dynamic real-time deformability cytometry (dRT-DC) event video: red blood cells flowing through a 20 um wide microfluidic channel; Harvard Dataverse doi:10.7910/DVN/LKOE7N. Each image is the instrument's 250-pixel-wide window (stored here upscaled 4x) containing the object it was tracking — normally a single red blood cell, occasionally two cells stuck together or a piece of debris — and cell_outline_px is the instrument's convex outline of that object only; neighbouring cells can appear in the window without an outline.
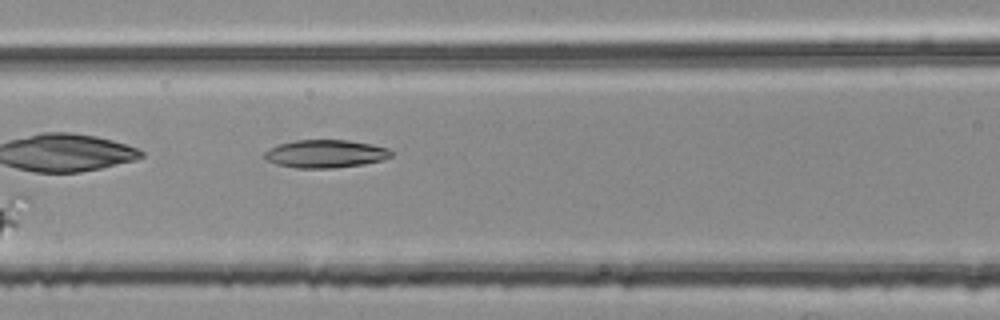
{"species": "common noctule bat (a hibernating species)", "species_latin": "Nyctalus noctula", "temperature_condition": "room temperature", "stored_images_in_passage": 4, "camera_frame_rate_fps": 3000, "um_per_image_px": 0.085, "animal": {"sex": "female", "body_mass_g": 25.1}, "frame": {"image": 1, "passage_image": 4, "time_ms": 1.0, "image_size_px": [1000, 320], "cell_outline_px": [[392, 156], [384, 160], [364, 164], [332, 168], [296, 168], [276, 164], [264, 160], [264, 152], [268, 148], [280, 144], [296, 140], [348, 140], [372, 144], [388, 148], [392, 152]], "centroid_in_image_um": [27.66, 13.07], "position_along_channel_um": 138.9, "area_um2": 20.81}}